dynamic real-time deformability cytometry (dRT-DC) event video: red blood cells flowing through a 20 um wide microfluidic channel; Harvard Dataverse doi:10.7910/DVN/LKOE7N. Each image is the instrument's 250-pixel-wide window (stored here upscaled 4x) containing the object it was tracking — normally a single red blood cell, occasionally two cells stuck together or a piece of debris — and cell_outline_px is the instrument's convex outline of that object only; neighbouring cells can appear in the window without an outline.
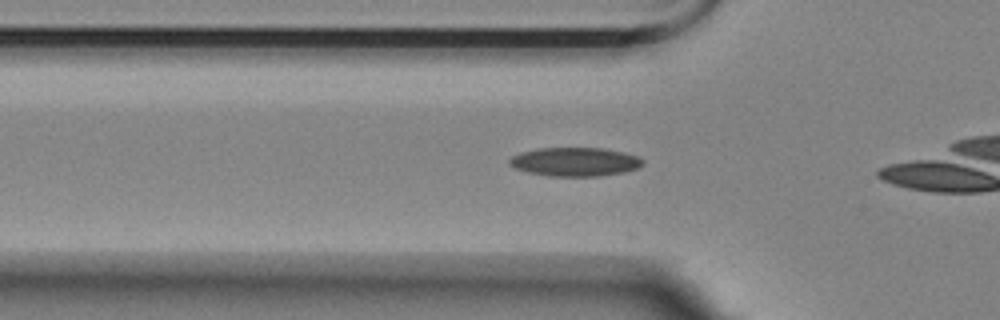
{"species": "Egyptian fruit bat (a non-hibernating species)", "species_latin": "Rousettus aegyptiacus", "temperature_condition": "room temperature", "stored_images_in_passage": 9, "camera_frame_rate_fps": 3000, "um_per_image_px": 0.085, "animal": {"sex": "female"}, "frame": {"image": 1, "passage_image": 6, "time_ms": 1.667, "image_size_px": [1000, 320], "cell_outline_px": [[644, 164], [640, 168], [624, 172], [600, 176], [548, 176], [528, 172], [516, 168], [508, 164], [508, 160], [512, 156], [520, 152], [540, 148], [604, 148], [624, 152], [636, 156], [644, 160]], "centroid_in_image_um": [48.89, 13.75], "position_along_channel_um": 76.9, "area_um2": 22.48}}